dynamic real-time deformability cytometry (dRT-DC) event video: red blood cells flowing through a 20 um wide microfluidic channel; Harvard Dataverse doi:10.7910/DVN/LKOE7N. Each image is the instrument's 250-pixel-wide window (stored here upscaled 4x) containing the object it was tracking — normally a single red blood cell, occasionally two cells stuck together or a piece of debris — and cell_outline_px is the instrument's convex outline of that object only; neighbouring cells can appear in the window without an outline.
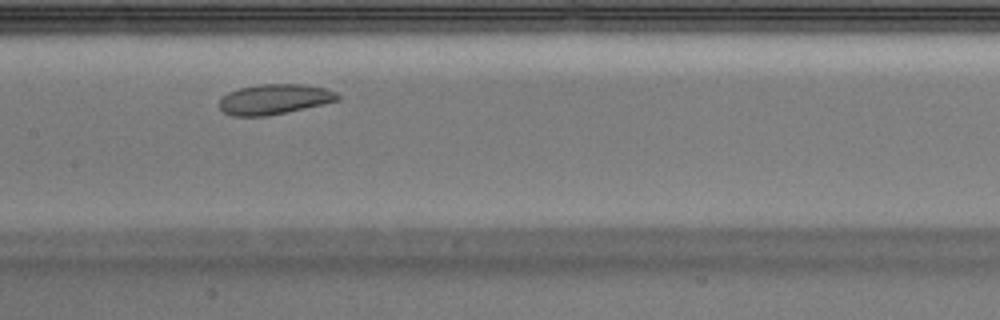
{"species": "Egyptian fruit bat (a non-hibernating species)", "species_latin": "Rousettus aegyptiacus", "temperature_condition": "warm", "stored_images_in_passage": 27, "camera_frame_rate_fps": 3000, "um_per_image_px": 0.085, "animal": {"sex": "male"}, "frame": {"image": 1, "passage_image": 12, "time_ms": 3.667, "image_size_px": [1000, 320], "cell_outline_px": [[340, 100], [324, 104], [288, 112], [268, 116], [232, 116], [224, 112], [220, 108], [220, 100], [228, 92], [240, 88], [260, 84], [304, 84], [324, 88], [336, 92], [340, 96]], "centroid_in_image_um": [23.35, 8.44], "position_along_channel_um": 184.0, "area_um2": 20.87}}
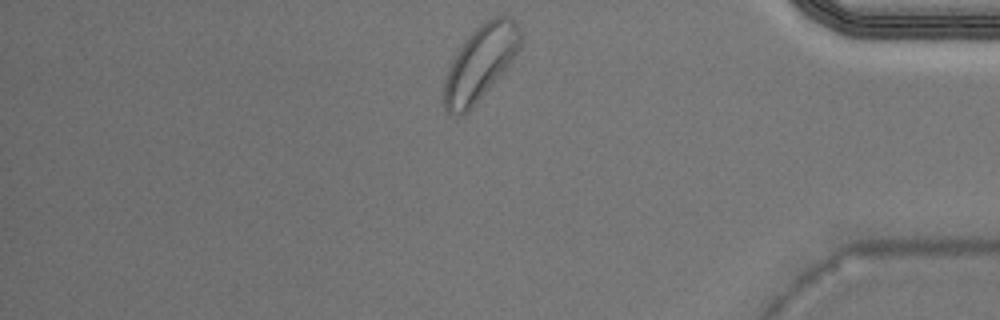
{"frame": {"image": 2, "passage_image": 27, "time_ms": 8.667, "image_size_px": [1000, 320], "cell_outline_px": [[520, 48], [512, 60], [468, 112], [464, 116], [456, 116], [448, 112], [444, 108], [444, 84], [448, 68], [456, 52], [472, 32], [480, 24], [496, 16], [508, 16], [516, 20], [520, 28]], "centroid_in_image_um": [40.81, 5.35], "position_along_channel_um": 394.4, "area_um2": 32.66}}